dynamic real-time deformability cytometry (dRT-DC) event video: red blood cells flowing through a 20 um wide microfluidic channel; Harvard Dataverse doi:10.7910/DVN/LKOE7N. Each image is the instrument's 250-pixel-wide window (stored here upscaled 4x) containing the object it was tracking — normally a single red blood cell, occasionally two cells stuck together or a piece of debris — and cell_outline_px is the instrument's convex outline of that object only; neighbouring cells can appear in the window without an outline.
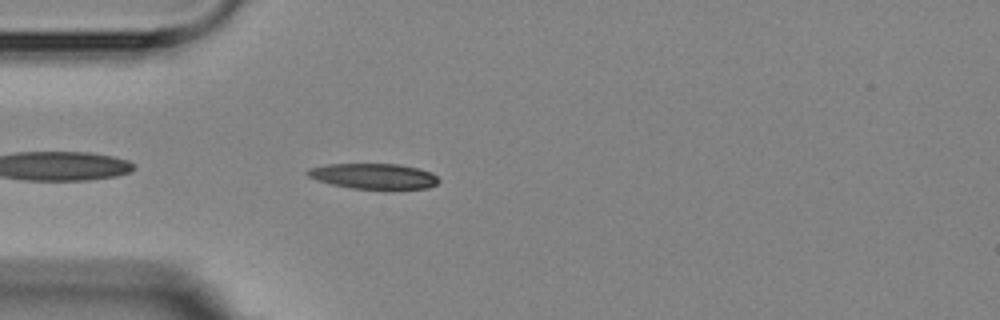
{"species": "Egyptian fruit bat (a non-hibernating species)", "species_latin": "Rousettus aegyptiacus", "temperature_condition": "room temperature", "stored_images_in_passage": 5, "camera_frame_rate_fps": 3000, "um_per_image_px": 0.085, "animal": {"sex": "female"}, "frame": {"image": 1, "passage_image": 5, "time_ms": 4.333, "image_size_px": [1000, 320], "cell_outline_px": [[440, 180], [436, 184], [428, 188], [352, 188], [332, 184], [316, 180], [308, 176], [304, 172], [308, 168], [328, 164], [400, 164], [420, 168], [432, 172]], "centroid_in_image_um": [31.75, 14.95], "position_along_channel_um": 53.3, "area_um2": 19.36}}